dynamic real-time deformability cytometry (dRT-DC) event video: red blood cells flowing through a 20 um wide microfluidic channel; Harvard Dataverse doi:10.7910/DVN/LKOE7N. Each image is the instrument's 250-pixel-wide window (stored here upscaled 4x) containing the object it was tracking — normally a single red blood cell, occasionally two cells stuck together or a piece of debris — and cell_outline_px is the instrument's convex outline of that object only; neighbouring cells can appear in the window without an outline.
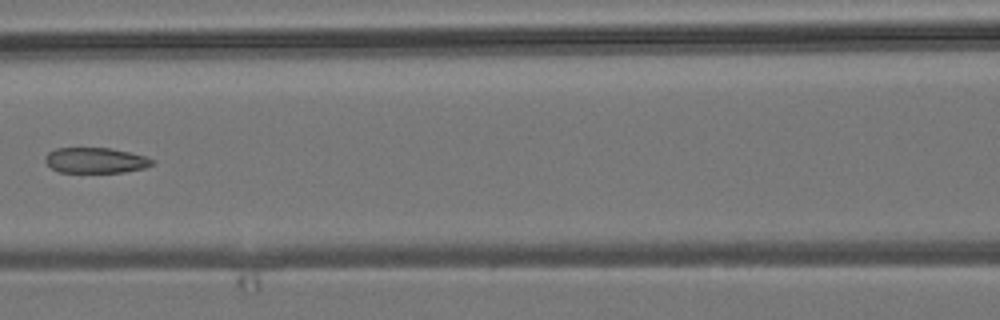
{"species": "common noctule bat (a hibernating species)", "species_latin": "Nyctalus noctula", "temperature_condition": "room temperature", "stored_images_in_passage": 6, "camera_frame_rate_fps": 3000, "um_per_image_px": 0.085, "animal": {"sex": "male", "body_mass_g": 19.2, "forearm_length_mm": 51.8}, "frame": {"image": 1, "passage_image": 6, "time_ms": 6.333, "image_size_px": [1000, 320], "cell_outline_px": [[156, 160], [152, 164], [144, 168], [124, 172], [60, 172], [52, 168], [44, 160], [44, 156], [48, 152], [56, 148], [112, 148], [144, 156]], "centroid_in_image_um": [8.11, 13.62], "position_along_channel_um": 158.5, "area_um2": 15.84}}